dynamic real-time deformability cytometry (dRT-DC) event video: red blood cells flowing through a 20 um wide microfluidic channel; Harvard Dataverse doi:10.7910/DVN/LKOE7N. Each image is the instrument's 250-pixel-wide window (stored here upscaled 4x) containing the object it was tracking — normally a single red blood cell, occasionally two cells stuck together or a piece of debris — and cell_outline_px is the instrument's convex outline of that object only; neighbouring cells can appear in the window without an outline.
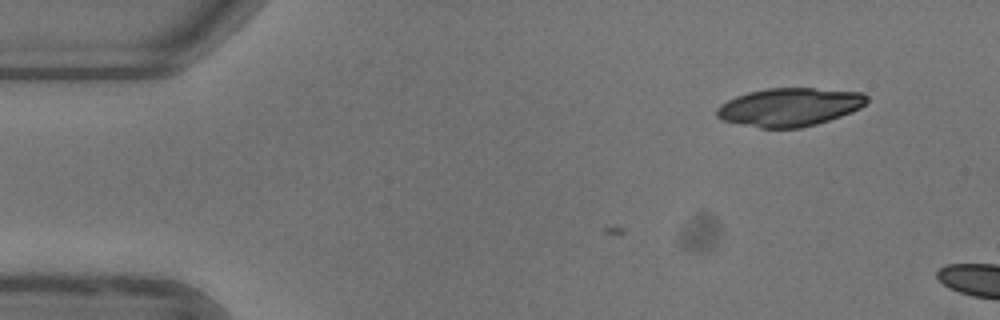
{"species": "common noctule bat (a hibernating species)", "species_latin": "Nyctalus noctula", "temperature_condition": "warm", "stored_images_in_passage": 7, "camera_frame_rate_fps": 3000, "um_per_image_px": 0.085, "animal": {"sex": "female"}, "frame": {"image": 1, "passage_image": 7, "time_ms": 2.0, "image_size_px": [1000, 320], "cell_outline_px": [[868, 100], [860, 108], [840, 116], [816, 124], [800, 128], [760, 128], [740, 124], [724, 120], [716, 116], [716, 108], [720, 104], [736, 96], [748, 92], [764, 88], [812, 88], [864, 92], [868, 96]], "centroid_in_image_um": [67.1, 9.09], "position_along_channel_um": 17.9, "area_um2": 33.47}}